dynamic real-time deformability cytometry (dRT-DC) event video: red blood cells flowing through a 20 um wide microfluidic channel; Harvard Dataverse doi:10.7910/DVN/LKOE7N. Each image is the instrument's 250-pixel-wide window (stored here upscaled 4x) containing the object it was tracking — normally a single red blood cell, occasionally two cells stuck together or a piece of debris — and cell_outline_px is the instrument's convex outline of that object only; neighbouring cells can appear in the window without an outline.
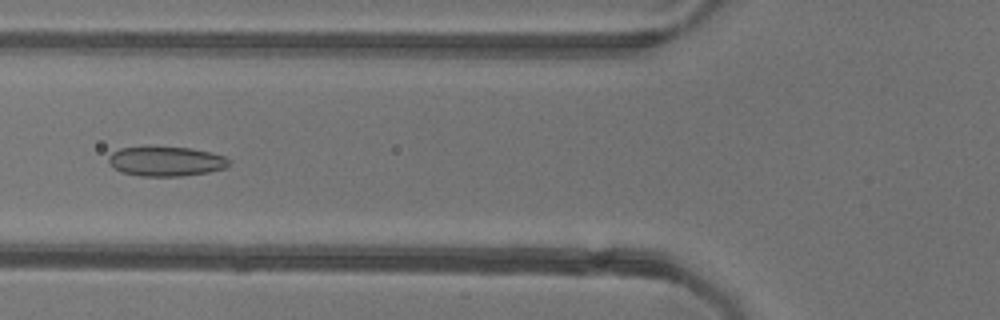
{"species": "common noctule bat (a hibernating species)", "species_latin": "Nyctalus noctula", "temperature_condition": "warm", "stored_images_in_passage": 26, "camera_frame_rate_fps": 3000, "um_per_image_px": 0.085, "animal": {"sex": "female"}, "frame": {"image": 1, "passage_image": 6, "time_ms": 1.667, "image_size_px": [1000, 320], "cell_outline_px": [[228, 164], [224, 168], [208, 172], [184, 176], [140, 176], [120, 172], [112, 168], [108, 164], [108, 156], [112, 152], [120, 148], [188, 148], [212, 152], [224, 156], [228, 160]], "centroid_in_image_um": [14.06, 13.73], "position_along_channel_um": 111.7, "area_um2": 20.58}}
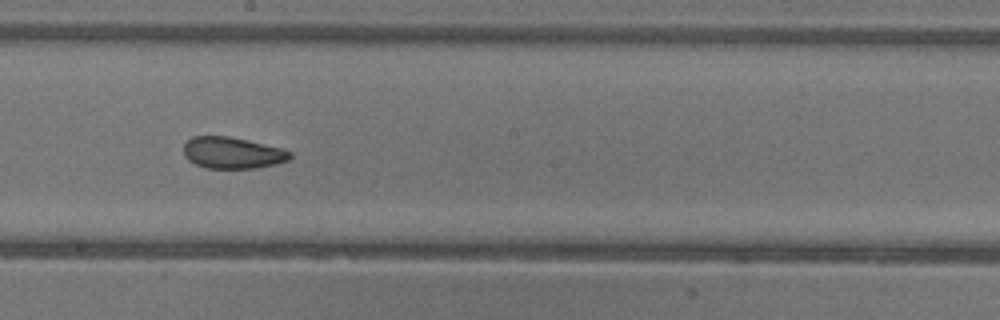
{"frame": {"image": 2, "passage_image": 15, "time_ms": 4.667, "image_size_px": [1000, 320], "cell_outline_px": [[292, 156], [288, 160], [256, 168], [204, 168], [188, 160], [184, 156], [184, 144], [192, 136], [228, 136], [280, 148], [292, 152]], "centroid_in_image_um": [19.71, 12.99], "position_along_channel_um": 228.5, "area_um2": 19.31}}
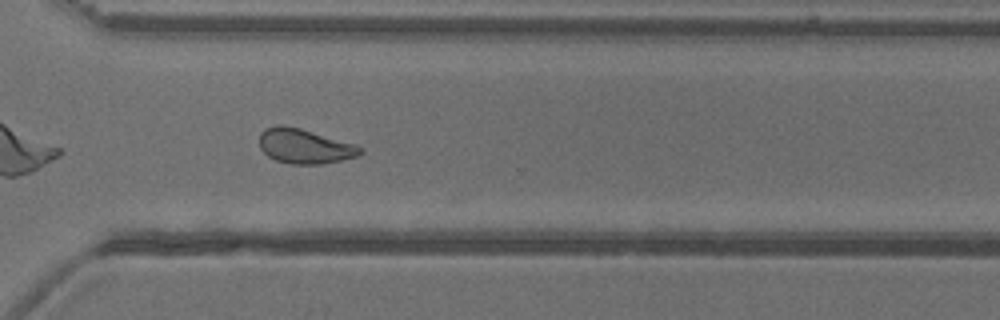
{"frame": {"image": 3, "passage_image": 24, "time_ms": 7.667, "image_size_px": [1000, 320], "cell_outline_px": [[364, 152], [356, 156], [340, 160], [320, 164], [288, 164], [276, 160], [268, 156], [260, 148], [260, 132], [264, 128], [276, 124], [284, 124], [300, 128], [356, 144], [364, 148]], "centroid_in_image_um": [25.88, 12.41], "position_along_channel_um": 344.7, "area_um2": 20.58}}